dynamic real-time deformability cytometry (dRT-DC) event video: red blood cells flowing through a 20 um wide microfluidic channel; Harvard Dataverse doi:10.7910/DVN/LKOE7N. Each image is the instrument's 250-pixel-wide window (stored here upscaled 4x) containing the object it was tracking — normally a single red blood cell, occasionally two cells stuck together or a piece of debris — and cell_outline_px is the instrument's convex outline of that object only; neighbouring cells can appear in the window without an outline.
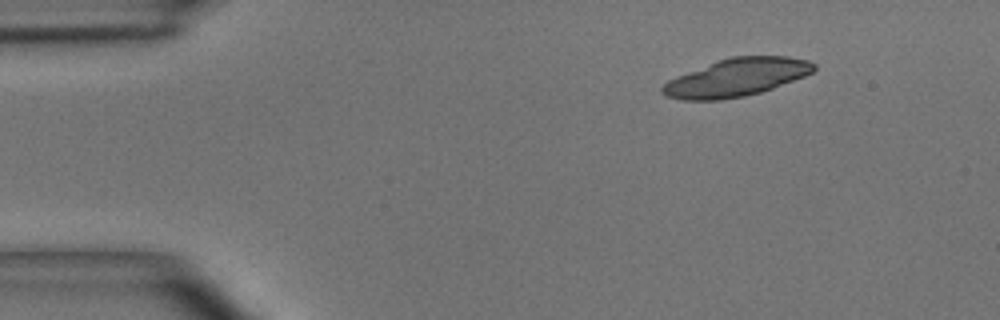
{"species": "common noctule bat (a hibernating species)", "species_latin": "Nyctalus noctula", "temperature_condition": "room temperature", "stored_images_in_passage": 7, "camera_frame_rate_fps": 3000, "um_per_image_px": 0.085, "animal": {"sex": "male", "body_mass_g": 15.6}, "frame": {"image": 1, "passage_image": 1, "time_ms": 0.0, "image_size_px": [1000, 320], "cell_outline_px": [[816, 68], [812, 72], [804, 76], [772, 88], [760, 92], [744, 96], [720, 100], [680, 100], [664, 96], [660, 92], [660, 88], [668, 80], [676, 76], [720, 60], [732, 56], [788, 56], [808, 60], [816, 64]], "centroid_in_image_um": [62.58, 6.59], "position_along_channel_um": 22.4, "area_um2": 33.23}}